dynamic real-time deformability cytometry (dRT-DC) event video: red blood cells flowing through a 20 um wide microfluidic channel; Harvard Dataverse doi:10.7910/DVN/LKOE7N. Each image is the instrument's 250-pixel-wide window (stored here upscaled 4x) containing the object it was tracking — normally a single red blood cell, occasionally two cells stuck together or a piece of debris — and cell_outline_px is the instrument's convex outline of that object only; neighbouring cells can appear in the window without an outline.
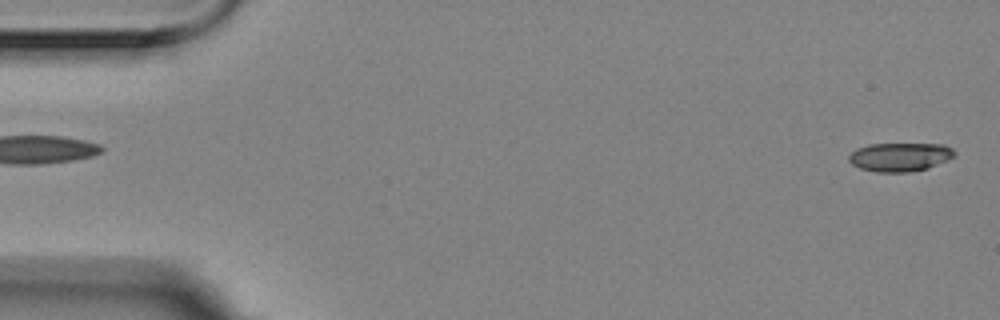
{"species": "Egyptian fruit bat (a non-hibernating species)", "species_latin": "Rousettus aegyptiacus", "temperature_condition": "room temperature", "stored_images_in_passage": 4, "segment_of_instrument_passage": [2, 2], "camera_frame_rate_fps": 3000, "um_per_image_px": 0.085, "animal": {"sex": "female"}, "frame": {"image": 1, "passage_image": 4, "time_ms": 1.0, "image_size_px": [1000, 320], "cell_outline_px": [[956, 156], [928, 168], [908, 172], [876, 172], [860, 168], [852, 164], [848, 160], [848, 156], [856, 148], [868, 144], [944, 144], [952, 148], [956, 152]], "centroid_in_image_um": [76.5, 13.33], "position_along_channel_um": 8.5, "area_um2": 17.74}}